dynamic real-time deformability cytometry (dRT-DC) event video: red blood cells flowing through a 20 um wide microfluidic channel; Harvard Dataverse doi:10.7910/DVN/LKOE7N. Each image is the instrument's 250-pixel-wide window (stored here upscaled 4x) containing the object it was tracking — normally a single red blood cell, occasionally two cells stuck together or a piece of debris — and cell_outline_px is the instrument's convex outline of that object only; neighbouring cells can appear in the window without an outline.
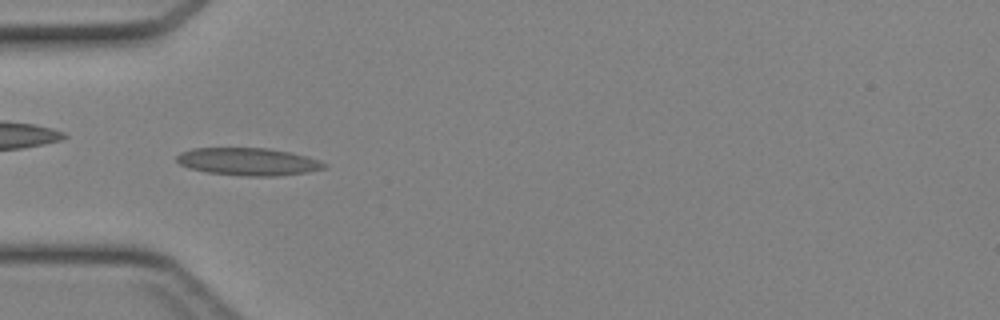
{"species": "Egyptian fruit bat (a non-hibernating species)", "species_latin": "Rousettus aegyptiacus", "temperature_condition": "cold", "stored_images_in_passage": 43, "camera_frame_rate_fps": 3000, "um_per_image_px": 0.085, "animal": {"sex": "female"}, "frame": {"image": 1, "passage_image": 13, "time_ms": 4.0, "image_size_px": [1000, 320], "cell_outline_px": [[328, 164], [324, 168], [308, 172], [276, 176], [248, 176], [208, 172], [188, 168], [180, 164], [176, 160], [176, 156], [180, 152], [192, 148], [268, 148], [288, 152], [320, 160]], "centroid_in_image_um": [21.07, 13.74], "position_along_channel_um": 63.9, "area_um2": 23.58}}
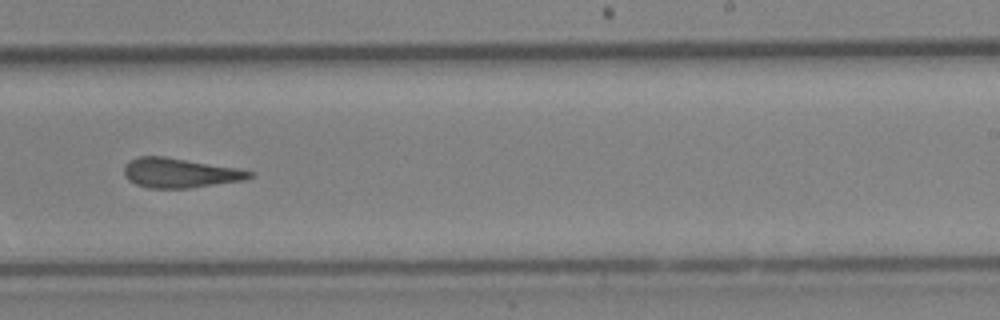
{"frame": {"image": 2, "passage_image": 27, "time_ms": 8.667, "image_size_px": [1000, 320], "cell_outline_px": [[256, 176], [244, 180], [188, 188], [148, 188], [136, 184], [128, 180], [124, 176], [124, 164], [136, 156], [164, 156], [240, 168], [256, 172]], "centroid_in_image_um": [15.31, 14.69], "position_along_channel_um": 273.7, "area_um2": 21.96}}
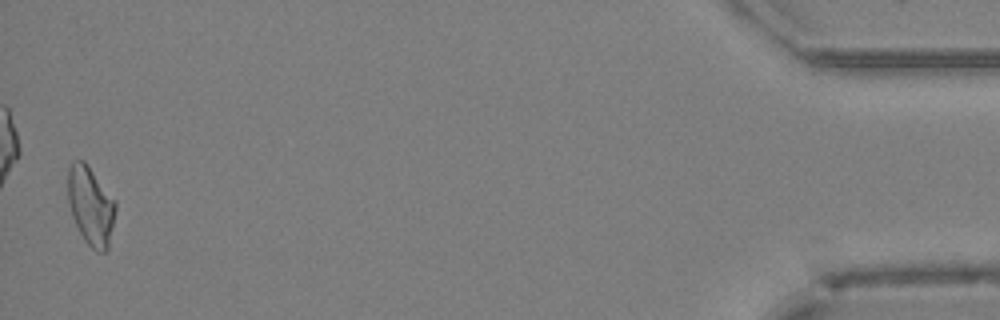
{"frame": {"image": 3, "passage_image": 43, "time_ms": 14.0, "image_size_px": [1000, 320], "cell_outline_px": [[116, 208], [108, 248], [104, 252], [96, 252], [84, 240], [72, 216], [68, 204], [68, 168], [72, 160], [84, 160], [116, 200]], "centroid_in_image_um": [7.71, 17.47], "position_along_channel_um": 427.5, "area_um2": 21.91}}